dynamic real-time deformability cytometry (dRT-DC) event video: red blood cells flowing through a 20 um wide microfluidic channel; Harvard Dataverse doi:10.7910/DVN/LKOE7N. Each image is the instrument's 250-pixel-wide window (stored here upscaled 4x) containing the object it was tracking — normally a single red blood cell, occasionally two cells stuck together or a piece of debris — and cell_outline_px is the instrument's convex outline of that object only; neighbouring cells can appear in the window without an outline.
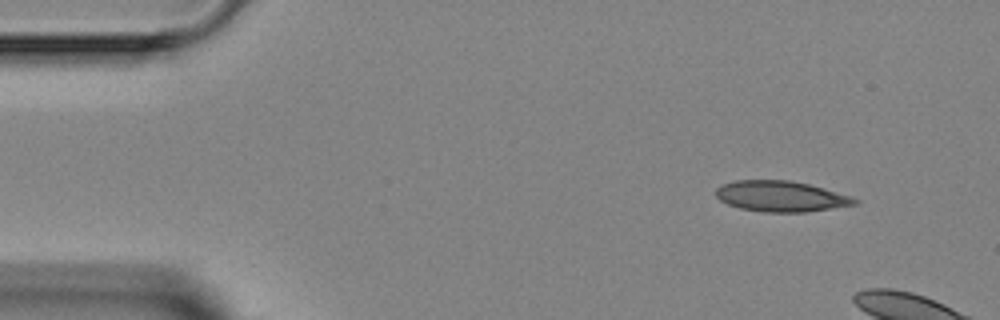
{"species": "Egyptian fruit bat (a non-hibernating species)", "species_latin": "Rousettus aegyptiacus", "temperature_condition": "room temperature", "stored_images_in_passage": 3, "camera_frame_rate_fps": 3000, "um_per_image_px": 0.085, "animal": {"sex": "female"}, "frame": {"image": 1, "passage_image": 1, "time_ms": 0.0, "image_size_px": [1000, 320], "cell_outline_px": [[860, 204], [808, 212], [764, 212], [740, 208], [728, 204], [720, 200], [716, 196], [716, 188], [720, 184], [736, 180], [788, 180], [808, 184], [824, 188], [852, 196], [860, 200]], "centroid_in_image_um": [66.41, 16.69], "position_along_channel_um": 18.6, "area_um2": 25.09}}